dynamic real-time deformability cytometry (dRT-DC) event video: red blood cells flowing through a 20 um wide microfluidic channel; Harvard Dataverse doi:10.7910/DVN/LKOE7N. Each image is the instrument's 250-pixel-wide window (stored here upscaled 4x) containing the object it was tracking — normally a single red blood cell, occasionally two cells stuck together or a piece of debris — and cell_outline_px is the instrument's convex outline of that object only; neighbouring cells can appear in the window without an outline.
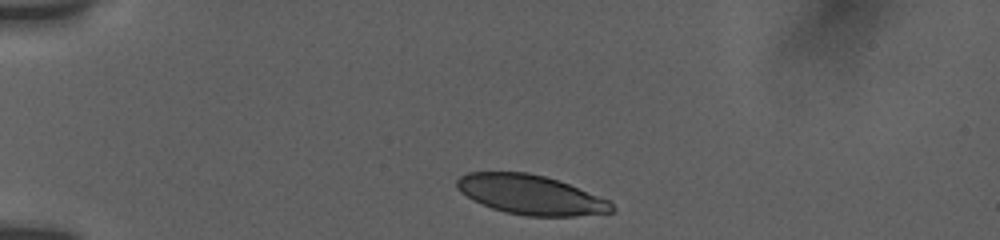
{"species": "human", "species_latin": "Homo sapiens", "temperature_condition": "room temperature", "stored_images_in_passage": 10, "camera_frame_rate_fps": 3000, "um_per_image_px": 0.085, "donor": {"sex": "female"}, "frame": {"image": 1, "passage_image": 1, "time_ms": 0.0, "image_size_px": [1000, 240], "cell_outline_px": [[616, 208], [612, 212], [576, 216], [528, 216], [504, 212], [492, 208], [460, 192], [456, 188], [456, 180], [460, 176], [468, 172], [528, 172], [544, 176], [568, 184], [608, 200]], "centroid_in_image_um": [45.09, 16.55], "position_along_channel_um": 39.9, "area_um2": 35.32}}
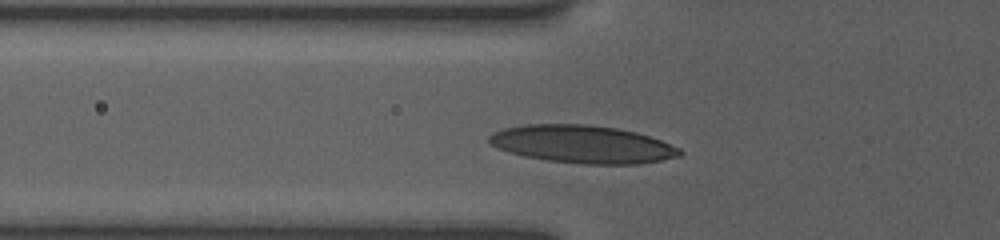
{"frame": {"image": 2, "passage_image": 7, "time_ms": 2.333, "image_size_px": [1000, 240], "cell_outline_px": [[684, 152], [680, 156], [640, 164], [584, 164], [548, 160], [524, 156], [508, 152], [488, 144], [488, 136], [504, 128], [524, 124], [584, 124], [616, 128], [636, 132], [660, 140], [680, 148]], "centroid_in_image_um": [49.5, 12.26], "position_along_channel_um": 76.3, "area_um2": 41.91}}
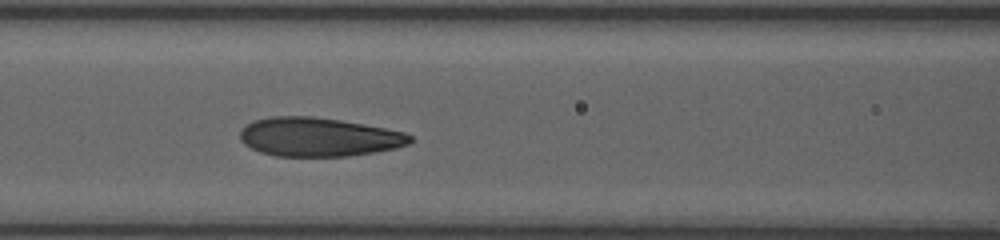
{"frame": {"image": 3, "passage_image": 9, "time_ms": 4.0, "image_size_px": [1000, 240], "cell_outline_px": [[412, 140], [408, 144], [396, 148], [348, 156], [276, 156], [260, 152], [244, 144], [240, 140], [240, 128], [244, 124], [256, 120], [272, 116], [312, 116], [340, 120], [364, 124], [404, 132], [412, 136]], "centroid_in_image_um": [27.04, 11.64], "position_along_channel_um": 139.6, "area_um2": 38.49}}